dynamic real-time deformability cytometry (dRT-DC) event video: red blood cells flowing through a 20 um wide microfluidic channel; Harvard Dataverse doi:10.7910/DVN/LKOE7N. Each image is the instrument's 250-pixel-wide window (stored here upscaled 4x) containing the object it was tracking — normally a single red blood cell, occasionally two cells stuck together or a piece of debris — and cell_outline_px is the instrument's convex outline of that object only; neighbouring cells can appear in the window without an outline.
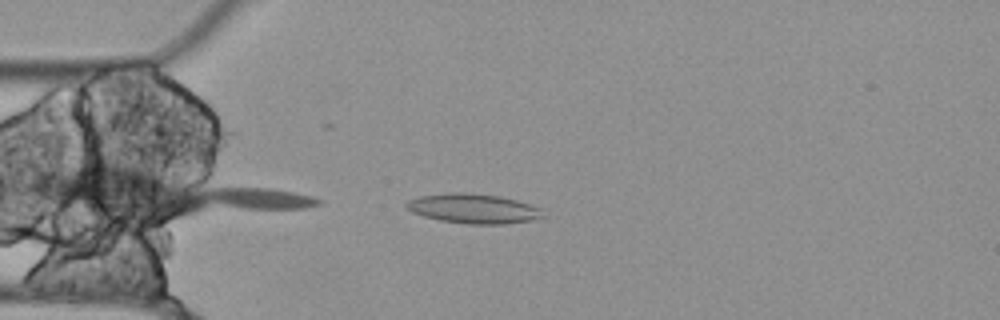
{"species": "Egyptian fruit bat (a non-hibernating species)", "species_latin": "Rousettus aegyptiacus", "temperature_condition": "cold", "stored_images_in_passage": 42, "camera_frame_rate_fps": 3000, "um_per_image_px": 0.085, "animal": {"sex": "female"}, "frame": {"image": 1, "passage_image": 1, "time_ms": 0.0, "image_size_px": [1000, 320], "cell_outline_px": [[544, 216], [532, 220], [504, 224], [468, 224], [440, 220], [424, 216], [412, 212], [404, 204], [408, 200], [420, 196], [456, 192], [464, 192], [496, 196], [516, 200], [544, 208]], "centroid_in_image_um": [40.28, 17.73], "position_along_channel_um": 44.7, "area_um2": 23.47}}
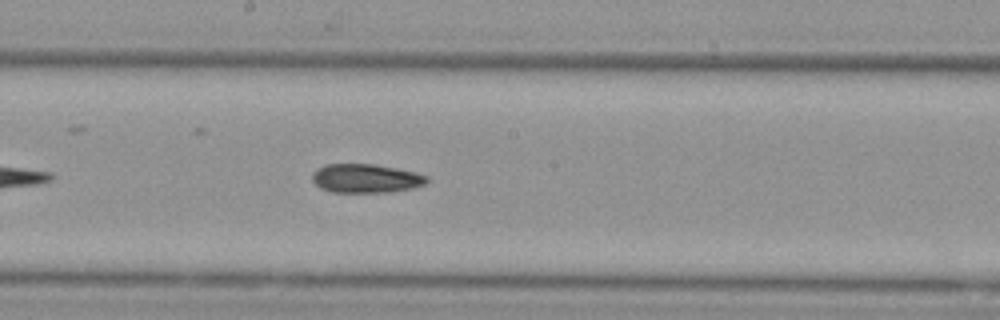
{"frame": {"image": 2, "passage_image": 16, "time_ms": 5.0, "image_size_px": [1000, 320], "cell_outline_px": [[428, 180], [424, 184], [412, 188], [388, 192], [332, 192], [320, 188], [312, 180], [312, 172], [316, 168], [328, 164], [376, 164], [396, 168], [428, 176]], "centroid_in_image_um": [31.05, 15.16], "position_along_channel_um": 217.1, "area_um2": 19.19}}
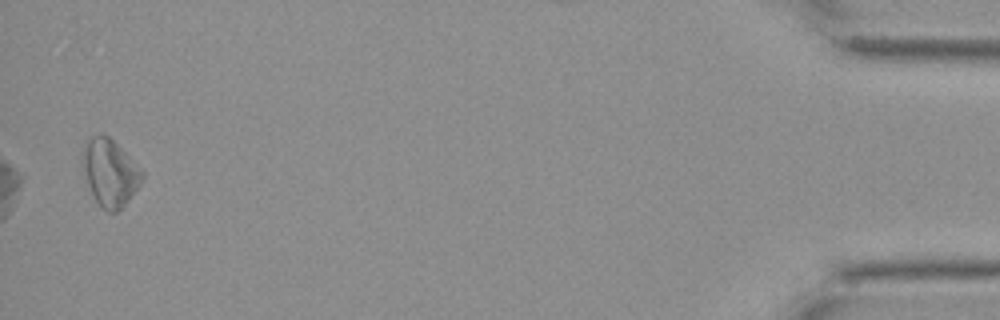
{"frame": {"image": 3, "passage_image": 41, "time_ms": 13.333, "image_size_px": [1000, 320], "cell_outline_px": [[144, 180], [128, 200], [116, 212], [108, 212], [100, 208], [88, 184], [84, 168], [84, 148], [88, 140], [92, 136], [100, 132], [108, 136], [144, 172]], "centroid_in_image_um": [9.38, 14.69], "position_along_channel_um": 425.8, "area_um2": 22.6}}